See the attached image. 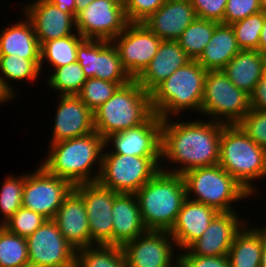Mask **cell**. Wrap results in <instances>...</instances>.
<instances>
[{
  "label": "cell",
  "mask_w": 266,
  "mask_h": 267,
  "mask_svg": "<svg viewBox=\"0 0 266 267\" xmlns=\"http://www.w3.org/2000/svg\"><path fill=\"white\" fill-rule=\"evenodd\" d=\"M208 120H162L161 160L181 165L173 169L163 166L162 170L183 175L188 170L219 163L220 138L225 124Z\"/></svg>",
  "instance_id": "obj_1"
},
{
  "label": "cell",
  "mask_w": 266,
  "mask_h": 267,
  "mask_svg": "<svg viewBox=\"0 0 266 267\" xmlns=\"http://www.w3.org/2000/svg\"><path fill=\"white\" fill-rule=\"evenodd\" d=\"M49 146L48 155L41 165L50 174L68 180L73 186L98 181L105 144L104 138L96 131L50 143ZM96 163L99 167L94 175L92 171Z\"/></svg>",
  "instance_id": "obj_2"
},
{
  "label": "cell",
  "mask_w": 266,
  "mask_h": 267,
  "mask_svg": "<svg viewBox=\"0 0 266 267\" xmlns=\"http://www.w3.org/2000/svg\"><path fill=\"white\" fill-rule=\"evenodd\" d=\"M147 230L170 231L187 199L183 176L160 169L136 193Z\"/></svg>",
  "instance_id": "obj_3"
},
{
  "label": "cell",
  "mask_w": 266,
  "mask_h": 267,
  "mask_svg": "<svg viewBox=\"0 0 266 267\" xmlns=\"http://www.w3.org/2000/svg\"><path fill=\"white\" fill-rule=\"evenodd\" d=\"M206 75L196 60L177 69L150 93L153 112L162 120L186 109L200 112Z\"/></svg>",
  "instance_id": "obj_4"
},
{
  "label": "cell",
  "mask_w": 266,
  "mask_h": 267,
  "mask_svg": "<svg viewBox=\"0 0 266 267\" xmlns=\"http://www.w3.org/2000/svg\"><path fill=\"white\" fill-rule=\"evenodd\" d=\"M153 114L150 93L132 79L93 112L94 129L105 139L145 123Z\"/></svg>",
  "instance_id": "obj_5"
},
{
  "label": "cell",
  "mask_w": 266,
  "mask_h": 267,
  "mask_svg": "<svg viewBox=\"0 0 266 267\" xmlns=\"http://www.w3.org/2000/svg\"><path fill=\"white\" fill-rule=\"evenodd\" d=\"M218 164L254 195L252 180L266 177V149L257 145L238 124L224 125Z\"/></svg>",
  "instance_id": "obj_6"
},
{
  "label": "cell",
  "mask_w": 266,
  "mask_h": 267,
  "mask_svg": "<svg viewBox=\"0 0 266 267\" xmlns=\"http://www.w3.org/2000/svg\"><path fill=\"white\" fill-rule=\"evenodd\" d=\"M182 176L187 199L213 207L218 212H234V202L252 197L219 164L194 168Z\"/></svg>",
  "instance_id": "obj_7"
},
{
  "label": "cell",
  "mask_w": 266,
  "mask_h": 267,
  "mask_svg": "<svg viewBox=\"0 0 266 267\" xmlns=\"http://www.w3.org/2000/svg\"><path fill=\"white\" fill-rule=\"evenodd\" d=\"M161 157L102 153L98 183L116 193L135 194L162 167Z\"/></svg>",
  "instance_id": "obj_8"
},
{
  "label": "cell",
  "mask_w": 266,
  "mask_h": 267,
  "mask_svg": "<svg viewBox=\"0 0 266 267\" xmlns=\"http://www.w3.org/2000/svg\"><path fill=\"white\" fill-rule=\"evenodd\" d=\"M250 109V95L238 89L222 70L207 71L200 113L215 122L234 125Z\"/></svg>",
  "instance_id": "obj_9"
},
{
  "label": "cell",
  "mask_w": 266,
  "mask_h": 267,
  "mask_svg": "<svg viewBox=\"0 0 266 267\" xmlns=\"http://www.w3.org/2000/svg\"><path fill=\"white\" fill-rule=\"evenodd\" d=\"M74 186L66 179L50 174L42 165L25 174L22 207L53 219Z\"/></svg>",
  "instance_id": "obj_10"
},
{
  "label": "cell",
  "mask_w": 266,
  "mask_h": 267,
  "mask_svg": "<svg viewBox=\"0 0 266 267\" xmlns=\"http://www.w3.org/2000/svg\"><path fill=\"white\" fill-rule=\"evenodd\" d=\"M75 24L84 39L112 41L129 21L123 0H93L75 16Z\"/></svg>",
  "instance_id": "obj_11"
},
{
  "label": "cell",
  "mask_w": 266,
  "mask_h": 267,
  "mask_svg": "<svg viewBox=\"0 0 266 267\" xmlns=\"http://www.w3.org/2000/svg\"><path fill=\"white\" fill-rule=\"evenodd\" d=\"M29 267H75L74 249L59 231L53 219L46 221L26 237Z\"/></svg>",
  "instance_id": "obj_12"
},
{
  "label": "cell",
  "mask_w": 266,
  "mask_h": 267,
  "mask_svg": "<svg viewBox=\"0 0 266 267\" xmlns=\"http://www.w3.org/2000/svg\"><path fill=\"white\" fill-rule=\"evenodd\" d=\"M76 57L86 78L94 77L117 84H127L132 80L112 41L84 39L77 47Z\"/></svg>",
  "instance_id": "obj_13"
},
{
  "label": "cell",
  "mask_w": 266,
  "mask_h": 267,
  "mask_svg": "<svg viewBox=\"0 0 266 267\" xmlns=\"http://www.w3.org/2000/svg\"><path fill=\"white\" fill-rule=\"evenodd\" d=\"M173 246L176 244L169 231L147 230L121 248L127 267H178L179 256H173Z\"/></svg>",
  "instance_id": "obj_14"
},
{
  "label": "cell",
  "mask_w": 266,
  "mask_h": 267,
  "mask_svg": "<svg viewBox=\"0 0 266 267\" xmlns=\"http://www.w3.org/2000/svg\"><path fill=\"white\" fill-rule=\"evenodd\" d=\"M161 41L143 23H129L112 43L124 69L136 79L156 55Z\"/></svg>",
  "instance_id": "obj_15"
},
{
  "label": "cell",
  "mask_w": 266,
  "mask_h": 267,
  "mask_svg": "<svg viewBox=\"0 0 266 267\" xmlns=\"http://www.w3.org/2000/svg\"><path fill=\"white\" fill-rule=\"evenodd\" d=\"M73 189L83 198L86 207L91 246L112 245V208L118 193L98 182L78 184Z\"/></svg>",
  "instance_id": "obj_16"
},
{
  "label": "cell",
  "mask_w": 266,
  "mask_h": 267,
  "mask_svg": "<svg viewBox=\"0 0 266 267\" xmlns=\"http://www.w3.org/2000/svg\"><path fill=\"white\" fill-rule=\"evenodd\" d=\"M161 127L162 119L154 113L145 123L105 138L104 147L112 144L114 150L103 149V153L161 157Z\"/></svg>",
  "instance_id": "obj_17"
},
{
  "label": "cell",
  "mask_w": 266,
  "mask_h": 267,
  "mask_svg": "<svg viewBox=\"0 0 266 267\" xmlns=\"http://www.w3.org/2000/svg\"><path fill=\"white\" fill-rule=\"evenodd\" d=\"M238 212H219L201 237L192 242L184 253L178 255L224 256L227 255L236 234L247 220L239 219ZM245 221V222H244Z\"/></svg>",
  "instance_id": "obj_18"
},
{
  "label": "cell",
  "mask_w": 266,
  "mask_h": 267,
  "mask_svg": "<svg viewBox=\"0 0 266 267\" xmlns=\"http://www.w3.org/2000/svg\"><path fill=\"white\" fill-rule=\"evenodd\" d=\"M23 8L24 15L32 23L40 46L44 42L77 33L75 16L62 12L49 0H33Z\"/></svg>",
  "instance_id": "obj_19"
},
{
  "label": "cell",
  "mask_w": 266,
  "mask_h": 267,
  "mask_svg": "<svg viewBox=\"0 0 266 267\" xmlns=\"http://www.w3.org/2000/svg\"><path fill=\"white\" fill-rule=\"evenodd\" d=\"M50 143L94 132L93 112L78 95H60Z\"/></svg>",
  "instance_id": "obj_20"
},
{
  "label": "cell",
  "mask_w": 266,
  "mask_h": 267,
  "mask_svg": "<svg viewBox=\"0 0 266 267\" xmlns=\"http://www.w3.org/2000/svg\"><path fill=\"white\" fill-rule=\"evenodd\" d=\"M53 220L74 249L91 246L86 207L83 198L74 189L65 197Z\"/></svg>",
  "instance_id": "obj_21"
},
{
  "label": "cell",
  "mask_w": 266,
  "mask_h": 267,
  "mask_svg": "<svg viewBox=\"0 0 266 267\" xmlns=\"http://www.w3.org/2000/svg\"><path fill=\"white\" fill-rule=\"evenodd\" d=\"M196 18L190 0H166L142 23L161 40L177 41Z\"/></svg>",
  "instance_id": "obj_22"
},
{
  "label": "cell",
  "mask_w": 266,
  "mask_h": 267,
  "mask_svg": "<svg viewBox=\"0 0 266 267\" xmlns=\"http://www.w3.org/2000/svg\"><path fill=\"white\" fill-rule=\"evenodd\" d=\"M218 213L213 207L186 199L169 231L175 241L176 248L186 249L192 242L201 237Z\"/></svg>",
  "instance_id": "obj_23"
},
{
  "label": "cell",
  "mask_w": 266,
  "mask_h": 267,
  "mask_svg": "<svg viewBox=\"0 0 266 267\" xmlns=\"http://www.w3.org/2000/svg\"><path fill=\"white\" fill-rule=\"evenodd\" d=\"M190 60L178 41L162 40L156 55L135 80L146 92L151 93L161 82Z\"/></svg>",
  "instance_id": "obj_24"
},
{
  "label": "cell",
  "mask_w": 266,
  "mask_h": 267,
  "mask_svg": "<svg viewBox=\"0 0 266 267\" xmlns=\"http://www.w3.org/2000/svg\"><path fill=\"white\" fill-rule=\"evenodd\" d=\"M112 245L122 246L147 231L135 194L118 193L112 208Z\"/></svg>",
  "instance_id": "obj_25"
},
{
  "label": "cell",
  "mask_w": 266,
  "mask_h": 267,
  "mask_svg": "<svg viewBox=\"0 0 266 267\" xmlns=\"http://www.w3.org/2000/svg\"><path fill=\"white\" fill-rule=\"evenodd\" d=\"M266 57L255 50H240L222 69L228 79L250 95L264 75Z\"/></svg>",
  "instance_id": "obj_26"
},
{
  "label": "cell",
  "mask_w": 266,
  "mask_h": 267,
  "mask_svg": "<svg viewBox=\"0 0 266 267\" xmlns=\"http://www.w3.org/2000/svg\"><path fill=\"white\" fill-rule=\"evenodd\" d=\"M40 44L31 21L15 22L0 31V55H18L24 59L40 60Z\"/></svg>",
  "instance_id": "obj_27"
},
{
  "label": "cell",
  "mask_w": 266,
  "mask_h": 267,
  "mask_svg": "<svg viewBox=\"0 0 266 267\" xmlns=\"http://www.w3.org/2000/svg\"><path fill=\"white\" fill-rule=\"evenodd\" d=\"M240 50L231 25L219 23L196 61L207 71L222 70Z\"/></svg>",
  "instance_id": "obj_28"
},
{
  "label": "cell",
  "mask_w": 266,
  "mask_h": 267,
  "mask_svg": "<svg viewBox=\"0 0 266 267\" xmlns=\"http://www.w3.org/2000/svg\"><path fill=\"white\" fill-rule=\"evenodd\" d=\"M244 225L236 234L227 254L230 267H260L263 228Z\"/></svg>",
  "instance_id": "obj_29"
},
{
  "label": "cell",
  "mask_w": 266,
  "mask_h": 267,
  "mask_svg": "<svg viewBox=\"0 0 266 267\" xmlns=\"http://www.w3.org/2000/svg\"><path fill=\"white\" fill-rule=\"evenodd\" d=\"M84 38L77 34L44 42L40 48V70L43 63L49 62L50 68H58L77 61V47ZM53 66V67H52Z\"/></svg>",
  "instance_id": "obj_30"
},
{
  "label": "cell",
  "mask_w": 266,
  "mask_h": 267,
  "mask_svg": "<svg viewBox=\"0 0 266 267\" xmlns=\"http://www.w3.org/2000/svg\"><path fill=\"white\" fill-rule=\"evenodd\" d=\"M0 78L4 87L15 97L16 90L11 87L9 81L30 80L33 82L40 75V60H30L18 55H0Z\"/></svg>",
  "instance_id": "obj_31"
},
{
  "label": "cell",
  "mask_w": 266,
  "mask_h": 267,
  "mask_svg": "<svg viewBox=\"0 0 266 267\" xmlns=\"http://www.w3.org/2000/svg\"><path fill=\"white\" fill-rule=\"evenodd\" d=\"M75 267H127L121 246L93 245L76 251Z\"/></svg>",
  "instance_id": "obj_32"
},
{
  "label": "cell",
  "mask_w": 266,
  "mask_h": 267,
  "mask_svg": "<svg viewBox=\"0 0 266 267\" xmlns=\"http://www.w3.org/2000/svg\"><path fill=\"white\" fill-rule=\"evenodd\" d=\"M218 24L215 21L196 18L182 32L177 41L191 60L200 57Z\"/></svg>",
  "instance_id": "obj_33"
},
{
  "label": "cell",
  "mask_w": 266,
  "mask_h": 267,
  "mask_svg": "<svg viewBox=\"0 0 266 267\" xmlns=\"http://www.w3.org/2000/svg\"><path fill=\"white\" fill-rule=\"evenodd\" d=\"M0 267H29L26 238L0 225Z\"/></svg>",
  "instance_id": "obj_34"
},
{
  "label": "cell",
  "mask_w": 266,
  "mask_h": 267,
  "mask_svg": "<svg viewBox=\"0 0 266 267\" xmlns=\"http://www.w3.org/2000/svg\"><path fill=\"white\" fill-rule=\"evenodd\" d=\"M48 86L59 95H78L87 80L78 61L53 69Z\"/></svg>",
  "instance_id": "obj_35"
},
{
  "label": "cell",
  "mask_w": 266,
  "mask_h": 267,
  "mask_svg": "<svg viewBox=\"0 0 266 267\" xmlns=\"http://www.w3.org/2000/svg\"><path fill=\"white\" fill-rule=\"evenodd\" d=\"M265 18L266 15L263 12H259L231 24L241 50L257 51Z\"/></svg>",
  "instance_id": "obj_36"
},
{
  "label": "cell",
  "mask_w": 266,
  "mask_h": 267,
  "mask_svg": "<svg viewBox=\"0 0 266 267\" xmlns=\"http://www.w3.org/2000/svg\"><path fill=\"white\" fill-rule=\"evenodd\" d=\"M25 183V173L21 176H8L1 185L0 211L3 225L17 210L22 207V196Z\"/></svg>",
  "instance_id": "obj_37"
},
{
  "label": "cell",
  "mask_w": 266,
  "mask_h": 267,
  "mask_svg": "<svg viewBox=\"0 0 266 267\" xmlns=\"http://www.w3.org/2000/svg\"><path fill=\"white\" fill-rule=\"evenodd\" d=\"M125 84H117L109 81L87 78L78 94L81 101L94 112L98 107L110 99L116 90Z\"/></svg>",
  "instance_id": "obj_38"
},
{
  "label": "cell",
  "mask_w": 266,
  "mask_h": 267,
  "mask_svg": "<svg viewBox=\"0 0 266 267\" xmlns=\"http://www.w3.org/2000/svg\"><path fill=\"white\" fill-rule=\"evenodd\" d=\"M45 221L46 218L41 214L21 207L2 226L9 232L26 238L32 235Z\"/></svg>",
  "instance_id": "obj_39"
},
{
  "label": "cell",
  "mask_w": 266,
  "mask_h": 267,
  "mask_svg": "<svg viewBox=\"0 0 266 267\" xmlns=\"http://www.w3.org/2000/svg\"><path fill=\"white\" fill-rule=\"evenodd\" d=\"M238 125L257 145L266 149V110L250 109Z\"/></svg>",
  "instance_id": "obj_40"
},
{
  "label": "cell",
  "mask_w": 266,
  "mask_h": 267,
  "mask_svg": "<svg viewBox=\"0 0 266 267\" xmlns=\"http://www.w3.org/2000/svg\"><path fill=\"white\" fill-rule=\"evenodd\" d=\"M165 2L166 0H123L129 23H142Z\"/></svg>",
  "instance_id": "obj_41"
},
{
  "label": "cell",
  "mask_w": 266,
  "mask_h": 267,
  "mask_svg": "<svg viewBox=\"0 0 266 267\" xmlns=\"http://www.w3.org/2000/svg\"><path fill=\"white\" fill-rule=\"evenodd\" d=\"M259 12L260 0H227L224 24L231 25Z\"/></svg>",
  "instance_id": "obj_42"
},
{
  "label": "cell",
  "mask_w": 266,
  "mask_h": 267,
  "mask_svg": "<svg viewBox=\"0 0 266 267\" xmlns=\"http://www.w3.org/2000/svg\"><path fill=\"white\" fill-rule=\"evenodd\" d=\"M199 19L215 21L224 24V14L227 0H190Z\"/></svg>",
  "instance_id": "obj_43"
},
{
  "label": "cell",
  "mask_w": 266,
  "mask_h": 267,
  "mask_svg": "<svg viewBox=\"0 0 266 267\" xmlns=\"http://www.w3.org/2000/svg\"><path fill=\"white\" fill-rule=\"evenodd\" d=\"M180 267H230L227 255L224 256H197L178 255Z\"/></svg>",
  "instance_id": "obj_44"
},
{
  "label": "cell",
  "mask_w": 266,
  "mask_h": 267,
  "mask_svg": "<svg viewBox=\"0 0 266 267\" xmlns=\"http://www.w3.org/2000/svg\"><path fill=\"white\" fill-rule=\"evenodd\" d=\"M250 108L266 110V63L264 66L263 77L256 84L253 92L250 94Z\"/></svg>",
  "instance_id": "obj_45"
},
{
  "label": "cell",
  "mask_w": 266,
  "mask_h": 267,
  "mask_svg": "<svg viewBox=\"0 0 266 267\" xmlns=\"http://www.w3.org/2000/svg\"><path fill=\"white\" fill-rule=\"evenodd\" d=\"M56 5L62 12L71 13L76 16L75 0H49Z\"/></svg>",
  "instance_id": "obj_46"
},
{
  "label": "cell",
  "mask_w": 266,
  "mask_h": 267,
  "mask_svg": "<svg viewBox=\"0 0 266 267\" xmlns=\"http://www.w3.org/2000/svg\"><path fill=\"white\" fill-rule=\"evenodd\" d=\"M257 51L266 57V18L261 29L259 45Z\"/></svg>",
  "instance_id": "obj_47"
},
{
  "label": "cell",
  "mask_w": 266,
  "mask_h": 267,
  "mask_svg": "<svg viewBox=\"0 0 266 267\" xmlns=\"http://www.w3.org/2000/svg\"><path fill=\"white\" fill-rule=\"evenodd\" d=\"M13 98L15 97L4 87L0 78V103H7V101H10Z\"/></svg>",
  "instance_id": "obj_48"
},
{
  "label": "cell",
  "mask_w": 266,
  "mask_h": 267,
  "mask_svg": "<svg viewBox=\"0 0 266 267\" xmlns=\"http://www.w3.org/2000/svg\"><path fill=\"white\" fill-rule=\"evenodd\" d=\"M260 267H266V230L263 228V247L261 250Z\"/></svg>",
  "instance_id": "obj_49"
},
{
  "label": "cell",
  "mask_w": 266,
  "mask_h": 267,
  "mask_svg": "<svg viewBox=\"0 0 266 267\" xmlns=\"http://www.w3.org/2000/svg\"><path fill=\"white\" fill-rule=\"evenodd\" d=\"M93 0H75L76 4V15L84 10Z\"/></svg>",
  "instance_id": "obj_50"
},
{
  "label": "cell",
  "mask_w": 266,
  "mask_h": 267,
  "mask_svg": "<svg viewBox=\"0 0 266 267\" xmlns=\"http://www.w3.org/2000/svg\"><path fill=\"white\" fill-rule=\"evenodd\" d=\"M260 8L261 12H263L266 15V0H260Z\"/></svg>",
  "instance_id": "obj_51"
}]
</instances>
